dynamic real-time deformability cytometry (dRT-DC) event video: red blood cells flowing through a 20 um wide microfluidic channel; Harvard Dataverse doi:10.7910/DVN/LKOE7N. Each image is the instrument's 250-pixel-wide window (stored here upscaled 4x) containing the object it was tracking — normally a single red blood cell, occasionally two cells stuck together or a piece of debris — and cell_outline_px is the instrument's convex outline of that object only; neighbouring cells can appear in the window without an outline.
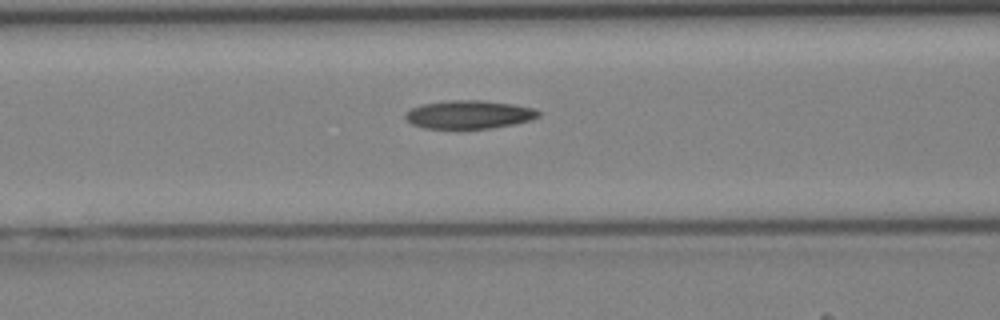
{"species": "Egyptian fruit bat (a non-hibernating species)", "species_latin": "Rousettus aegyptiacus", "temperature_condition": "cold", "stored_images_in_passage": 35, "camera_frame_rate_fps": 3000, "um_per_image_px": 0.085, "animal": {"sex": "female"}, "frame": {"image": 1, "passage_image": 11, "time_ms": 3.333, "image_size_px": [1000, 320], "cell_outline_px": [[540, 116], [532, 120], [512, 124], [488, 128], [424, 128], [412, 124], [404, 116], [412, 108], [424, 104], [444, 100], [480, 100], [512, 104], [532, 108], [540, 112]], "centroid_in_image_um": [39.87, 9.73], "position_along_channel_um": 126.7, "area_um2": 21.68}}
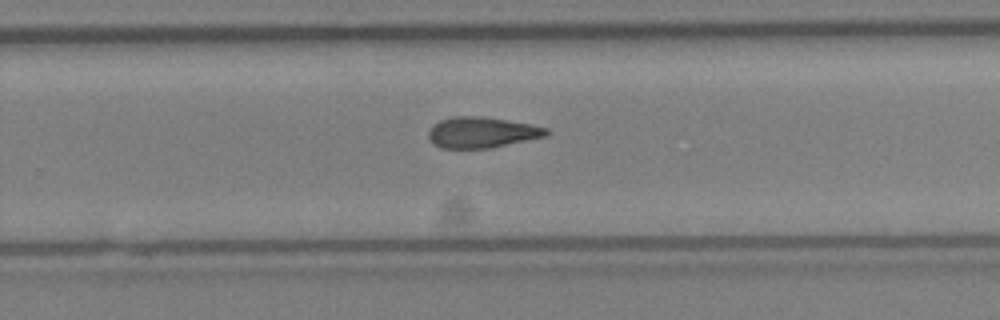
{"frame": {"image": 2, "passage_image": 21, "time_ms": 6.667, "image_size_px": [1000, 320], "cell_outline_px": [[552, 132], [548, 136], [492, 148], [440, 148], [428, 136], [428, 132], [432, 124], [440, 120], [456, 116], [484, 116], [528, 124], [548, 128]], "centroid_in_image_um": [41.0, 11.25], "position_along_channel_um": 288.8, "area_um2": 21.27}}
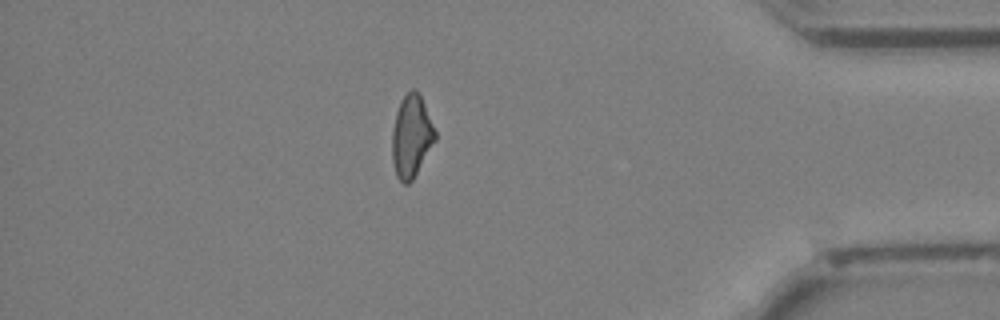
{"frame": {"image": 3, "passage_image": 30, "time_ms": 9.667, "image_size_px": [1000, 320], "cell_outline_px": [[436, 140], [412, 180], [408, 184], [404, 184], [396, 176], [392, 160], [392, 132], [396, 112], [400, 100], [412, 88], [416, 88], [424, 104], [436, 132]], "centroid_in_image_um": [34.96, 11.59], "position_along_channel_um": 400.2, "area_um2": 20.52}}